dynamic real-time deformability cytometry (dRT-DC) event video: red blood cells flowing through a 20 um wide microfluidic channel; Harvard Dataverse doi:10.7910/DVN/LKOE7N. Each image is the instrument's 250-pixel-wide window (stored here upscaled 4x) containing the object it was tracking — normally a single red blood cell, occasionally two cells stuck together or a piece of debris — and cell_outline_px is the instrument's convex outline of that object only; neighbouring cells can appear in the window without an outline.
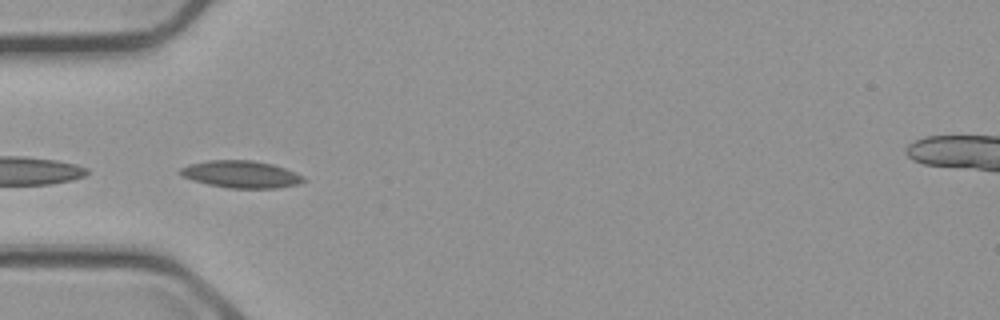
{"species": "common noctule bat (a hibernating species)", "species_latin": "Nyctalus noctula", "temperature_condition": "cold", "stored_images_in_passage": 6, "camera_frame_rate_fps": 3000, "um_per_image_px": 0.085, "animal": {"sex": "male", "body_mass_g": 23.1, "forearm_length_mm": 52.7}, "frame": {"image": 1, "passage_image": 5, "time_ms": 5.0, "image_size_px": [1000, 320], "cell_outline_px": [[308, 180], [300, 184], [276, 188], [228, 188], [208, 184], [192, 180], [180, 176], [176, 172], [180, 168], [188, 164], [208, 160], [252, 160], [272, 164], [284, 168], [304, 176]], "centroid_in_image_um": [20.46, 14.81], "position_along_channel_um": 64.5, "area_um2": 19.77}}
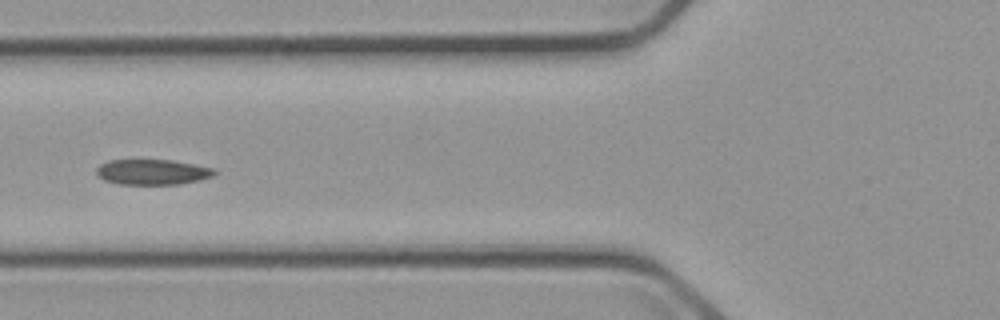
{"frame": {"image": 2, "passage_image": 6, "time_ms": 6.333, "image_size_px": [1000, 320], "cell_outline_px": [[220, 172], [212, 176], [200, 180], [180, 184], [116, 184], [104, 180], [96, 176], [96, 168], [100, 164], [108, 160], [172, 160], [196, 164], [216, 168]], "centroid_in_image_um": [12.98, 14.62], "position_along_channel_um": 112.8, "area_um2": 17.8}}